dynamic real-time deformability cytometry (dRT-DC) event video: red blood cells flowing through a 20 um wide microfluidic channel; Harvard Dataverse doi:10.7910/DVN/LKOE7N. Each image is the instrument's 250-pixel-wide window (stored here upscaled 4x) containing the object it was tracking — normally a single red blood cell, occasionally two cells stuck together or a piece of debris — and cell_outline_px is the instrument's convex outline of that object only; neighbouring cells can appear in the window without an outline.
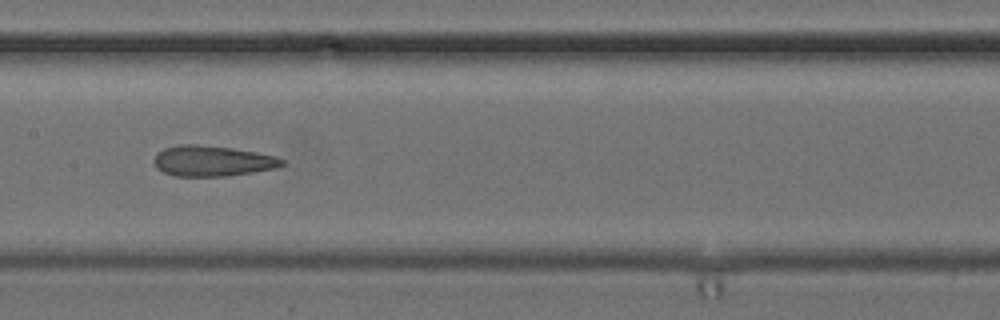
{"species": "common noctule bat (a hibernating species)", "species_latin": "Nyctalus noctula", "temperature_condition": "cold", "stored_images_in_passage": 37, "camera_frame_rate_fps": 3000, "um_per_image_px": 0.085, "animal": {"sex": "female", "body_mass_g": 24.6, "forearm_length_mm": 56.2}, "frame": {"image": 1, "passage_image": 11, "time_ms": 3.333, "image_size_px": [1000, 320], "cell_outline_px": [[284, 164], [276, 168], [228, 176], [176, 176], [164, 172], [156, 168], [152, 160], [156, 152], [164, 148], [180, 144], [196, 144], [232, 148], [256, 152], [276, 156], [284, 160]], "centroid_in_image_um": [18.01, 13.67], "position_along_channel_um": 189.4, "area_um2": 22.95}, "authors_computed_cell_mechanics": {"area_um2": 23.1778, "velocity_mm_per_s": 3.9545, "shape_relaxation_time_tau1_ms": null, "shape_relaxation_time_tau2_ms": 2.6534, "deformation_change_tau1": null, "deformation_change_tau2": 0.1379}}